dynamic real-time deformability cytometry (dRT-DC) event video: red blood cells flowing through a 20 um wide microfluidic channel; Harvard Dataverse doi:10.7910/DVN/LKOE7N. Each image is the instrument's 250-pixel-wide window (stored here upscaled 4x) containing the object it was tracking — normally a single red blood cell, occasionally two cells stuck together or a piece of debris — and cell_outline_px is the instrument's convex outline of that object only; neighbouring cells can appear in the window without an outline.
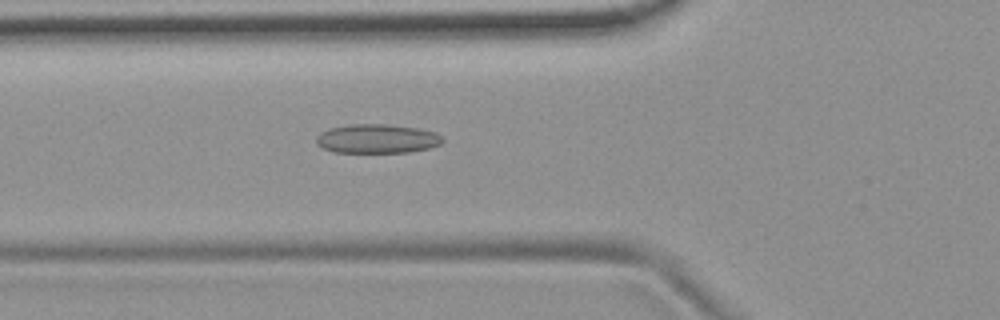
{"species": "common noctule bat (a hibernating species)", "species_latin": "Nyctalus noctula", "temperature_condition": "room temperature", "stored_images_in_passage": 47, "camera_frame_rate_fps": 3000, "um_per_image_px": 0.085, "animal": {"sex": "female", "body_mass_g": 19.9}, "frame": {"image": 1, "passage_image": 13, "time_ms": 4.0, "image_size_px": [1000, 320], "cell_outline_px": [[444, 140], [440, 144], [428, 148], [408, 152], [332, 152], [316, 144], [316, 136], [320, 132], [332, 128], [348, 124], [384, 124], [416, 128], [436, 132]], "centroid_in_image_um": [32.02, 11.79], "position_along_channel_um": 93.8, "area_um2": 21.27}}
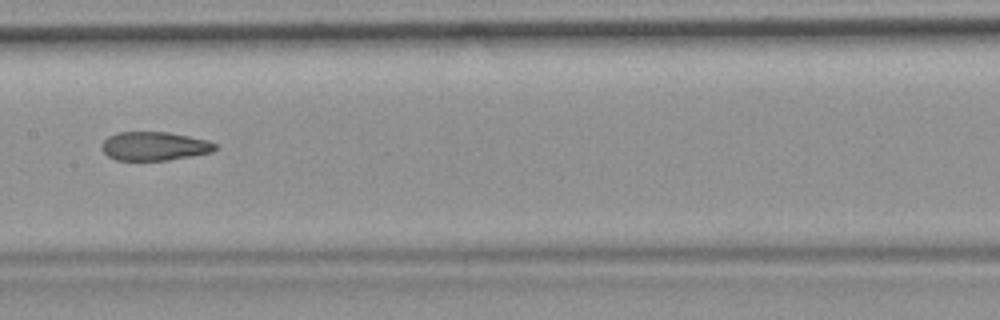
{"frame": {"image": 2, "passage_image": 21, "time_ms": 6.667, "image_size_px": [1000, 320], "cell_outline_px": [[216, 148], [212, 152], [192, 156], [168, 160], [116, 160], [108, 156], [100, 148], [104, 140], [108, 136], [116, 132], [168, 132], [208, 140], [216, 144]], "centroid_in_image_um": [13.1, 12.42], "position_along_channel_um": 194.3, "area_um2": 19.02}}
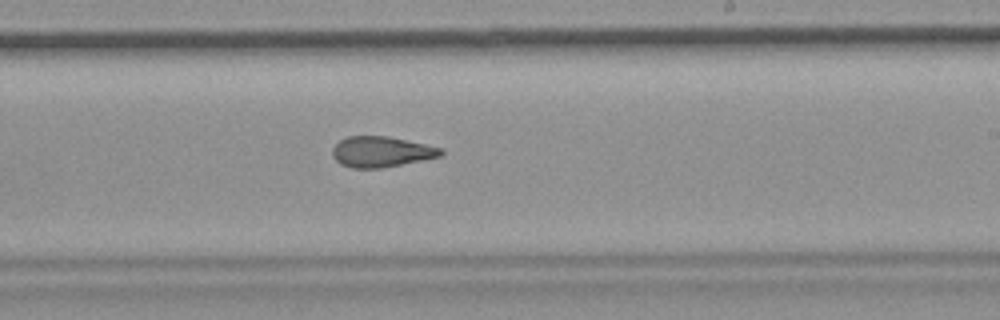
{"frame": {"image": 3, "passage_image": 26, "time_ms": 8.333, "image_size_px": [1000, 320], "cell_outline_px": [[444, 152], [440, 156], [380, 168], [352, 168], [340, 164], [332, 156], [332, 148], [340, 140], [348, 136], [388, 136], [424, 144], [440, 148]], "centroid_in_image_um": [32.35, 12.9], "position_along_channel_um": 256.7, "area_um2": 19.07}, "authors_computed_cell_mechanics": {"area_um2": 20.0566, "velocity_mm_per_s": 3.7608, "shape_relaxation_time_tau1_ms": null, "shape_relaxation_time_tau2_ms": 2.9918, "deformation_change_tau1": null, "deformation_change_tau2": 0.1167}}